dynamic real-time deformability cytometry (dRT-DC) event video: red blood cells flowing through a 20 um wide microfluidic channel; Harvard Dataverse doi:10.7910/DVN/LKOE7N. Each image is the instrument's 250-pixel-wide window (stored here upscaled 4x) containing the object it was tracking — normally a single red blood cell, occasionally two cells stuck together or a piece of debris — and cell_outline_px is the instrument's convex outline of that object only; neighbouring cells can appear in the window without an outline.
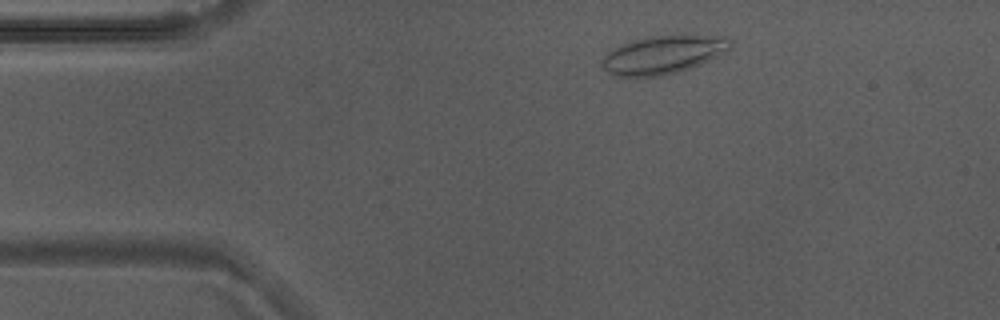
{"species": "Egyptian fruit bat (a non-hibernating species)", "species_latin": "Rousettus aegyptiacus", "temperature_condition": "warm", "stored_images_in_passage": 49, "camera_frame_rate_fps": 3000, "um_per_image_px": 0.085, "animal": {"sex": "male"}, "frame": {"image": 1, "passage_image": 5, "time_ms": 1.333, "image_size_px": [1000, 320], "cell_outline_px": [[732, 44], [728, 48], [708, 60], [700, 64], [676, 72], [656, 76], [612, 76], [600, 68], [600, 60], [608, 52], [620, 44], [644, 36], [684, 32], [728, 36], [732, 40]], "centroid_in_image_um": [56.34, 4.58], "position_along_channel_um": 28.7, "area_um2": 29.54}}
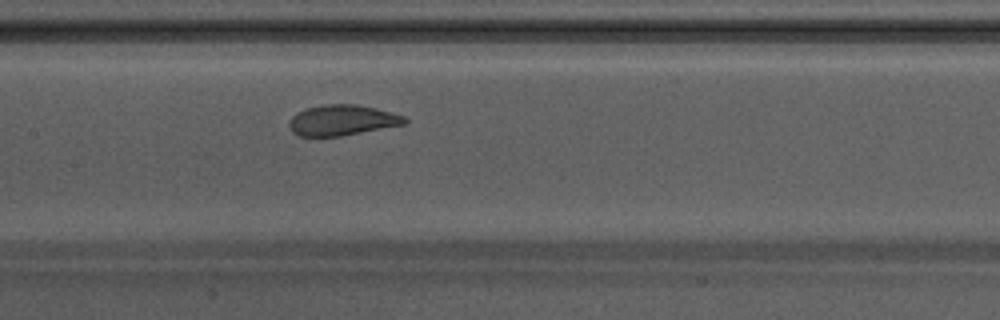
{"frame": {"image": 2, "passage_image": 21, "time_ms": 6.667, "image_size_px": [1000, 320], "cell_outline_px": [[408, 120], [404, 124], [340, 136], [300, 136], [292, 132], [288, 124], [292, 116], [296, 112], [308, 108], [324, 104], [356, 104], [376, 108], [404, 116]], "centroid_in_image_um": [29.05, 10.21], "position_along_channel_um": 178.3, "area_um2": 20.4}}
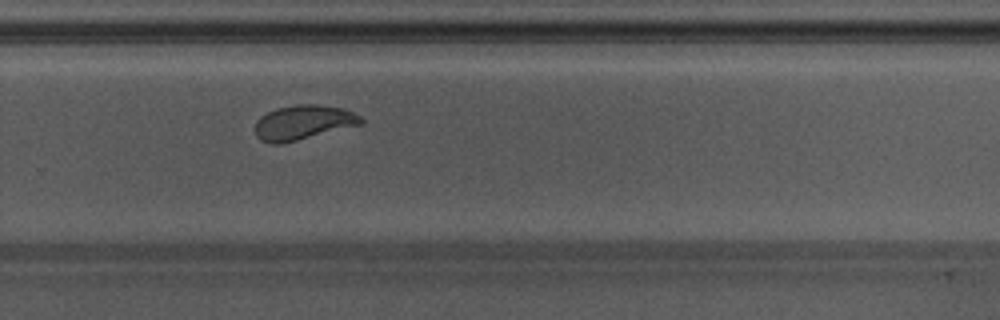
{"frame": {"image": 3, "passage_image": 31, "time_ms": 10.0, "image_size_px": [1000, 320], "cell_outline_px": [[364, 120], [360, 124], [296, 140], [276, 144], [272, 144], [260, 140], [256, 136], [256, 120], [260, 116], [276, 108], [296, 104], [316, 104], [344, 108], [360, 116]], "centroid_in_image_um": [25.74, 10.39], "position_along_channel_um": 304.1, "area_um2": 21.04}, "authors_computed_cell_mechanics": {"area_um2": 21.8484, "velocity_mm_per_s": 3.7916, "shape_relaxation_time_tau1_ms": 3.3008, "shape_relaxation_time_tau2_ms": 0.9613, "deformation_change_tau1": 0.1251, "deformation_change_tau2": 0.062}}